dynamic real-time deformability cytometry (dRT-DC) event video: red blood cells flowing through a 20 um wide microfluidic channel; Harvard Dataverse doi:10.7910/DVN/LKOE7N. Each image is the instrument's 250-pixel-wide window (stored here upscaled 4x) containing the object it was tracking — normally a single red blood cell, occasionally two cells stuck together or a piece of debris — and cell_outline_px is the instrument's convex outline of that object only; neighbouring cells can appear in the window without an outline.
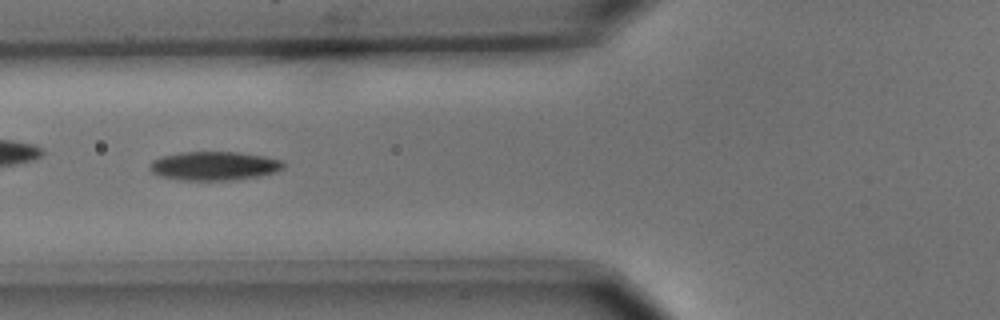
{"species": "common noctule bat (a hibernating species)", "species_latin": "Nyctalus noctula", "temperature_condition": "cold", "stored_images_in_passage": 39, "camera_frame_rate_fps": 3000, "um_per_image_px": 0.085, "animal": {"sex": "male", "body_mass_g": 15.6}, "frame": {"image": 1, "passage_image": 6, "time_ms": 1.667, "image_size_px": [1000, 320], "cell_outline_px": [[284, 168], [276, 172], [260, 176], [232, 180], [180, 180], [160, 176], [152, 172], [148, 168], [148, 164], [152, 160], [160, 156], [180, 152], [240, 152], [264, 156], [284, 160]], "centroid_in_image_um": [18.19, 14.1], "position_along_channel_um": 107.6, "area_um2": 22.77}}
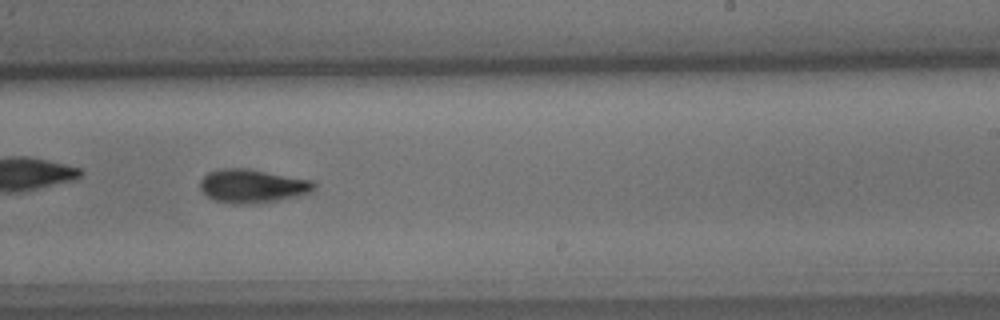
{"frame": {"image": 2, "passage_image": 19, "time_ms": 6.0, "image_size_px": [1000, 320], "cell_outline_px": [[316, 184], [308, 192], [276, 200], [252, 204], [244, 204], [216, 200], [208, 196], [200, 188], [200, 180], [208, 172], [220, 168], [248, 168], [312, 180]], "centroid_in_image_um": [21.41, 15.78], "position_along_channel_um": 267.6, "area_um2": 21.79}}
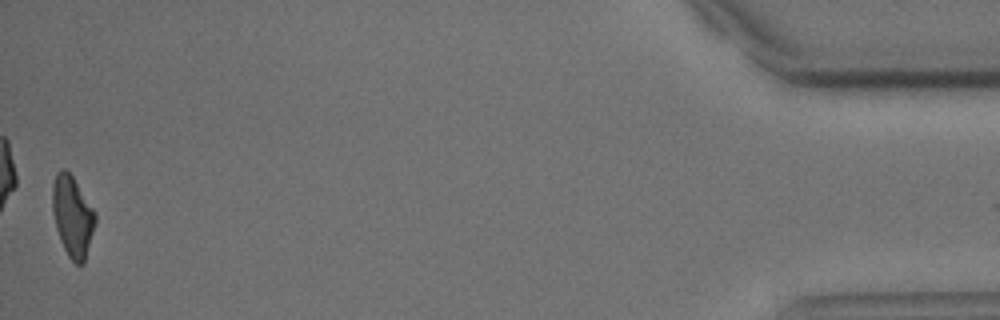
{"frame": {"image": 3, "passage_image": 39, "time_ms": 12.667, "image_size_px": [1000, 320], "cell_outline_px": [[96, 224], [84, 264], [76, 264], [68, 256], [60, 240], [56, 228], [52, 212], [52, 184], [56, 176], [64, 168], [72, 176], [96, 212]], "centroid_in_image_um": [6.18, 18.43], "position_along_channel_um": 429.0, "area_um2": 20.17}, "authors_computed_cell_mechanics": {"area_um2": 21.5016, "velocity_mm_per_s": 3.6861, "shape_relaxation_time_tau1_ms": 3.2316, "shape_relaxation_time_tau2_ms": 8.7256, "deformation_change_tau1": 0.1282, "deformation_change_tau2": 0.1753}}